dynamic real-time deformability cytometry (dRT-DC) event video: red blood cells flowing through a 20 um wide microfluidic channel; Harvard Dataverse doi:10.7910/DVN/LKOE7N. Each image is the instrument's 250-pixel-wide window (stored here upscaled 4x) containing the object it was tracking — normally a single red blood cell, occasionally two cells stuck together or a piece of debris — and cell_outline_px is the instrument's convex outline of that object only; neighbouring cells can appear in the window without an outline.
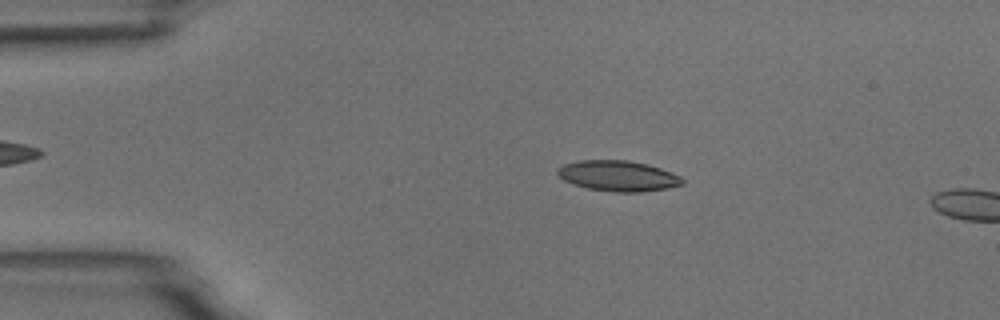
{"species": "common noctule bat (a hibernating species)", "species_latin": "Nyctalus noctula", "temperature_condition": "room temperature", "stored_images_in_passage": 5, "camera_frame_rate_fps": 3000, "um_per_image_px": 0.085, "animal": {"sex": "male", "body_mass_g": 18.8}, "frame": {"image": 1, "passage_image": 2, "time_ms": 0.333, "image_size_px": [1000, 320], "cell_outline_px": [[684, 184], [668, 188], [640, 192], [616, 192], [588, 188], [572, 184], [564, 180], [556, 172], [564, 164], [580, 160], [628, 160], [648, 164], [672, 172], [680, 176], [684, 180]], "centroid_in_image_um": [52.57, 14.95], "position_along_channel_um": 32.4, "area_um2": 22.2}}